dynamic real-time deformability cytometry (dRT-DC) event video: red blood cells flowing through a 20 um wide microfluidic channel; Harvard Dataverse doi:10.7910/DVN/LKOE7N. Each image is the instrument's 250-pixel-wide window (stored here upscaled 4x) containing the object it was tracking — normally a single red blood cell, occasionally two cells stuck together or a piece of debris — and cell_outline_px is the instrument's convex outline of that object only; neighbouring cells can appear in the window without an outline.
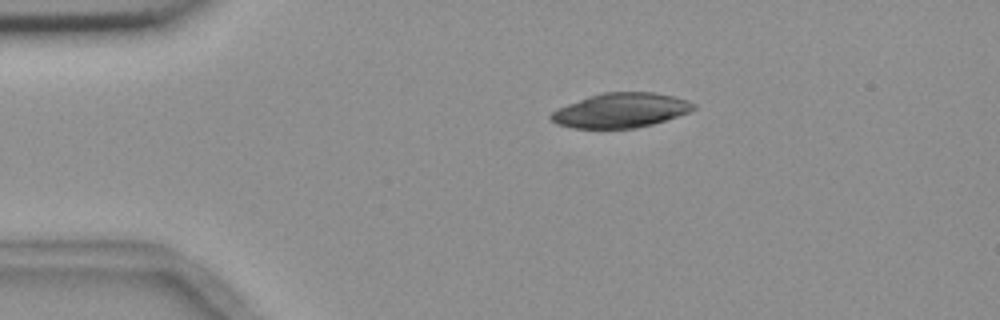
{"species": "common noctule bat (a hibernating species)", "species_latin": "Nyctalus noctula", "temperature_condition": "room temperature", "stored_images_in_passage": 2, "camera_frame_rate_fps": 3000, "um_per_image_px": 0.085, "animal": {"sex": "female", "body_mass_g": 18.4}, "frame": {"image": 1, "passage_image": 1, "time_ms": 0.0, "image_size_px": [1000, 320], "cell_outline_px": [[696, 108], [688, 112], [652, 124], [636, 128], [572, 128], [556, 124], [548, 116], [556, 108], [604, 92], [652, 92], [672, 96], [688, 100], [696, 104]], "centroid_in_image_um": [52.75, 9.38], "position_along_channel_um": 32.3, "area_um2": 28.44}}